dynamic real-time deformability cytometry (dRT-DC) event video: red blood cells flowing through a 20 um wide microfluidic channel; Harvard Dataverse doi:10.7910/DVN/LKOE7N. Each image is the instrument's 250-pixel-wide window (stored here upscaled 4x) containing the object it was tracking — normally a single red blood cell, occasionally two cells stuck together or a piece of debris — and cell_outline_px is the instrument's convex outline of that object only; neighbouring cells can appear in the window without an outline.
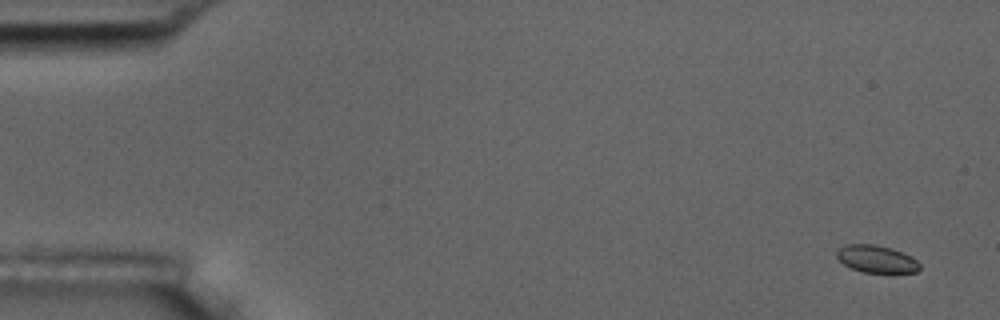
{"species": "common noctule bat (a hibernating species)", "species_latin": "Nyctalus noctula", "temperature_condition": "room temperature", "stored_images_in_passage": 5, "camera_frame_rate_fps": 3000, "um_per_image_px": 0.085, "animal": {"sex": "male", "body_mass_g": 17.5, "forearm_length_mm": 52.3}, "frame": {"image": 1, "passage_image": 1, "time_ms": 0.0, "image_size_px": [1000, 320], "cell_outline_px": [[920, 268], [916, 272], [864, 272], [852, 268], [844, 264], [836, 256], [836, 252], [840, 248], [848, 244], [876, 244], [892, 248], [912, 256], [920, 264]], "centroid_in_image_um": [74.52, 22.0], "position_along_channel_um": 10.5, "area_um2": 13.12}}
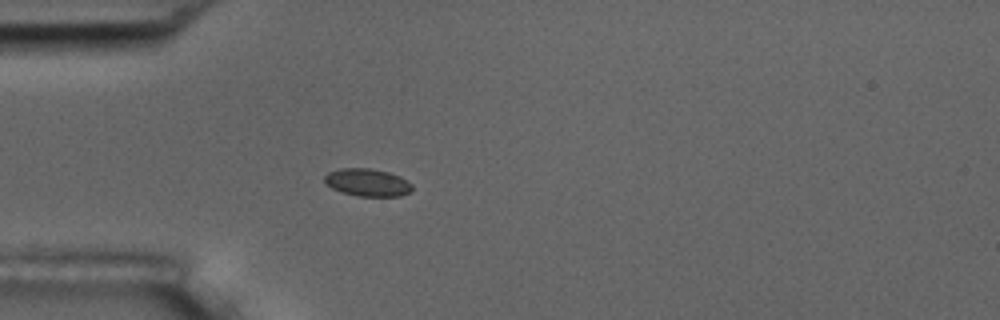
{"frame": {"image": 2, "passage_image": 5, "time_ms": 4.667, "image_size_px": [1000, 320], "cell_outline_px": [[412, 192], [400, 196], [356, 196], [332, 188], [324, 180], [324, 176], [328, 172], [340, 168], [368, 168], [388, 172], [400, 176], [408, 180], [412, 184]], "centroid_in_image_um": [31.27, 15.51], "position_along_channel_um": 53.7, "area_um2": 14.1}}